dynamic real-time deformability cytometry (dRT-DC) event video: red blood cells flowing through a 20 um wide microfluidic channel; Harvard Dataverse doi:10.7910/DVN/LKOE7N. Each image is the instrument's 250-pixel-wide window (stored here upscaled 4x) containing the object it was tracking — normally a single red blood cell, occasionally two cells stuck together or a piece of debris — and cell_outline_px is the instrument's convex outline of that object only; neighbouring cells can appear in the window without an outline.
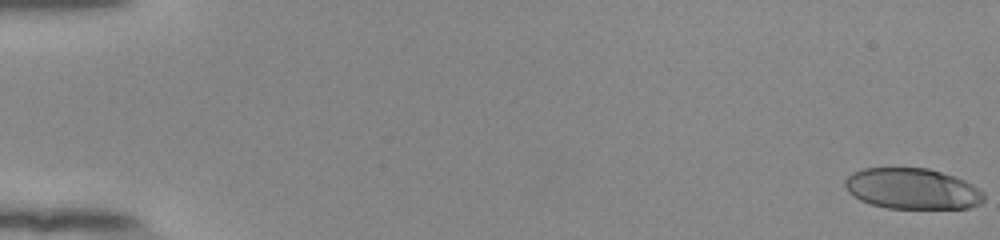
{"species": "human", "species_latin": "Homo sapiens", "temperature_condition": "room temperature", "stored_images_in_passage": 55, "camera_frame_rate_fps": 3000, "um_per_image_px": 0.085, "donor": {"sex": "female"}, "frame": {"image": 1, "passage_image": 1, "time_ms": 0.0, "image_size_px": [1000, 240], "cell_outline_px": [[984, 200], [980, 204], [968, 208], [888, 208], [872, 204], [860, 200], [848, 192], [844, 184], [844, 180], [852, 172], [864, 168], [928, 168], [964, 180], [972, 184], [984, 192]], "centroid_in_image_um": [77.53, 16.04], "position_along_channel_um": 7.5, "area_um2": 33.0}}
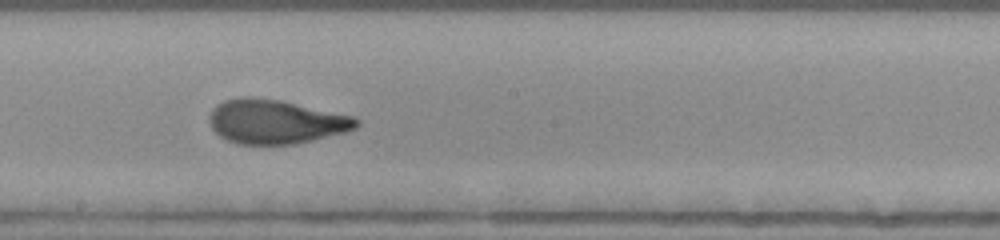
{"frame": {"image": 2, "passage_image": 32, "time_ms": 10.333, "image_size_px": [1000, 240], "cell_outline_px": [[360, 124], [356, 128], [344, 132], [312, 140], [292, 144], [236, 144], [220, 136], [212, 128], [208, 120], [208, 116], [212, 108], [216, 104], [224, 100], [240, 96], [248, 96], [280, 100], [352, 116], [360, 120]], "centroid_in_image_um": [23.38, 10.33], "position_along_channel_um": 224.8, "area_um2": 37.8}}
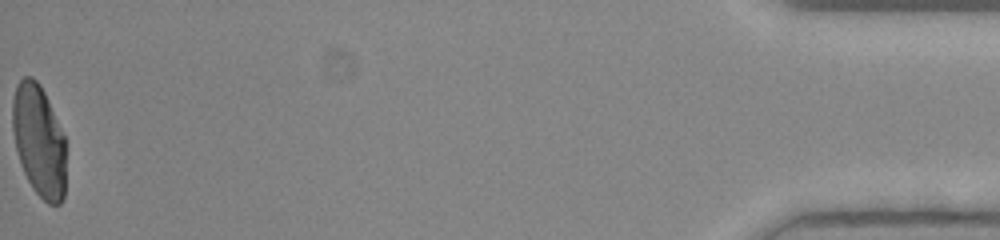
{"frame": {"image": 3, "passage_image": 55, "time_ms": 18.0, "image_size_px": [1000, 240], "cell_outline_px": [[64, 200], [60, 204], [48, 204], [32, 188], [20, 164], [16, 148], [12, 128], [12, 100], [16, 84], [24, 76], [32, 76], [40, 84], [48, 100], [64, 136]], "centroid_in_image_um": [3.28, 11.94], "position_along_channel_um": 431.9, "area_um2": 34.68}, "authors_computed_cell_mechanics": {"area_um2": 36.1828, "velocity_mm_per_s": 3.9056, "shape_relaxation_time_tau1_ms": 4.9098, "shape_relaxation_time_tau2_ms": 1.0849, "deformation_change_tau1": 0.2161, "deformation_change_tau2": 0.0758}}